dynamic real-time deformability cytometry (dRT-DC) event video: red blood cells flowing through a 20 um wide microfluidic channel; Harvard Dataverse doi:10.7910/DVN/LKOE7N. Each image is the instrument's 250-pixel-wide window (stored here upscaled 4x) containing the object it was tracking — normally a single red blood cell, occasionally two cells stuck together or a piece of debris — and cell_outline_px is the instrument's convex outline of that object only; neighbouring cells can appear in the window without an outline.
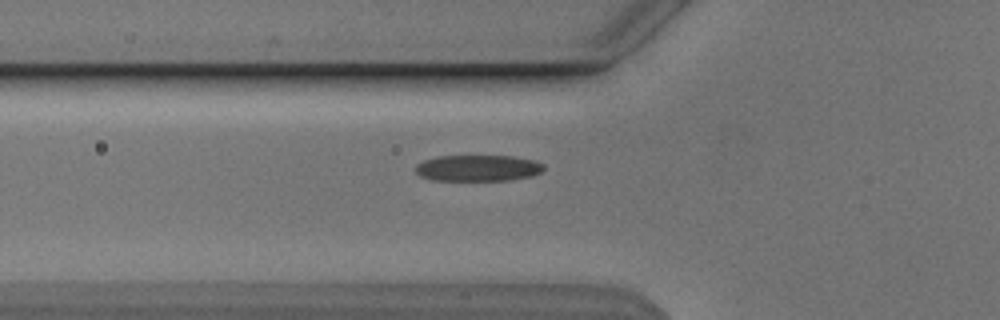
{"species": "Egyptian fruit bat (a non-hibernating species)", "species_latin": "Rousettus aegyptiacus", "temperature_condition": "cold", "stored_images_in_passage": 33, "camera_frame_rate_fps": 3000, "um_per_image_px": 0.085, "animal": {"sex": "male"}, "frame": {"image": 1, "passage_image": 2, "time_ms": 0.333, "image_size_px": [1000, 320], "cell_outline_px": [[544, 168], [540, 172], [532, 176], [508, 180], [432, 180], [420, 176], [416, 172], [416, 164], [424, 160], [436, 156], [512, 156], [532, 160], [544, 164]], "centroid_in_image_um": [40.6, 14.28], "position_along_channel_um": 85.2, "area_um2": 19.54}}
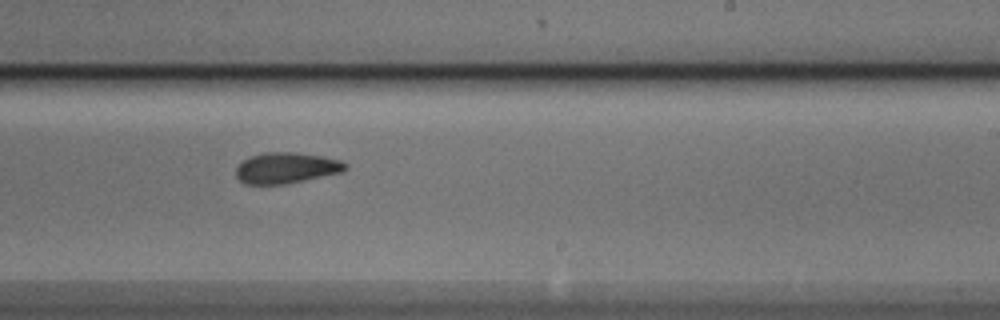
{"frame": {"image": 2, "passage_image": 16, "time_ms": 5.0, "image_size_px": [1000, 320], "cell_outline_px": [[348, 168], [344, 172], [288, 184], [244, 184], [236, 176], [236, 168], [248, 156], [264, 152], [296, 152], [320, 156], [340, 160], [348, 164]], "centroid_in_image_um": [24.36, 14.28], "position_along_channel_um": 264.6, "area_um2": 19.94}}
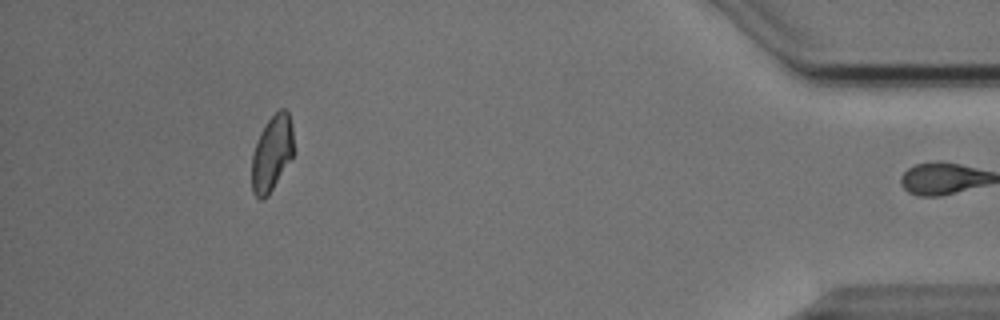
{"frame": {"image": 3, "passage_image": 32, "time_ms": 10.333, "image_size_px": [1000, 320], "cell_outline_px": [[292, 156], [268, 196], [264, 200], [260, 200], [252, 192], [252, 156], [260, 132], [268, 120], [280, 108], [284, 108], [288, 112], [292, 128]], "centroid_in_image_um": [23.09, 13.05], "position_along_channel_um": 412.1, "area_um2": 18.09}, "authors_computed_cell_mechanics": {"area_um2": 19.5942, "velocity_mm_per_s": 3.8463, "shape_relaxation_time_tau1_ms": 2.8642, "shape_relaxation_time_tau2_ms": 2.3844, "deformation_change_tau1": 0.1227, "deformation_change_tau2": 0.0936}}